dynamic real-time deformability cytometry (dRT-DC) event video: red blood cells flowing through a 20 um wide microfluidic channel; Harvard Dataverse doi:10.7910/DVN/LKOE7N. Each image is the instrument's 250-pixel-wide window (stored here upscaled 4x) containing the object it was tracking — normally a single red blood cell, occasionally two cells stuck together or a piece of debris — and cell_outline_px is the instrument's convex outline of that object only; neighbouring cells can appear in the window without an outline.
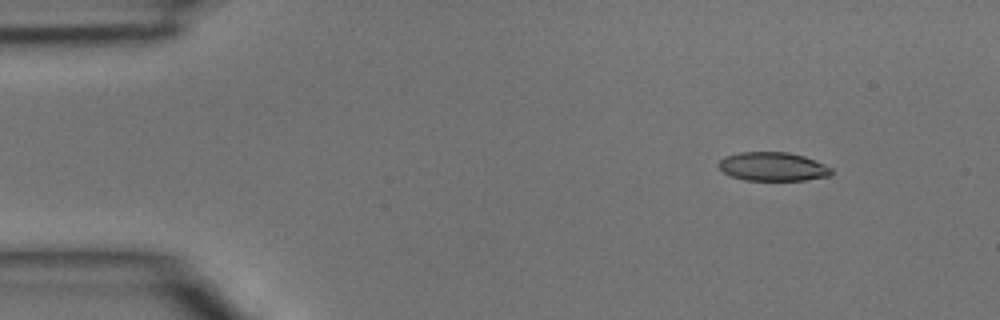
{"species": "common noctule bat (a hibernating species)", "species_latin": "Nyctalus noctula", "temperature_condition": "room temperature", "stored_images_in_passage": 3, "camera_frame_rate_fps": 3000, "um_per_image_px": 0.085, "animal": {"sex": "male", "body_mass_g": 15.6}, "frame": {"image": 1, "passage_image": 1, "time_ms": 0.0, "image_size_px": [1000, 320], "cell_outline_px": [[832, 172], [828, 176], [804, 180], [744, 180], [732, 176], [724, 172], [720, 168], [720, 160], [724, 156], [740, 152], [788, 152], [804, 156], [824, 164], [832, 168]], "centroid_in_image_um": [65.69, 14.15], "position_along_channel_um": 19.3, "area_um2": 18.73}}